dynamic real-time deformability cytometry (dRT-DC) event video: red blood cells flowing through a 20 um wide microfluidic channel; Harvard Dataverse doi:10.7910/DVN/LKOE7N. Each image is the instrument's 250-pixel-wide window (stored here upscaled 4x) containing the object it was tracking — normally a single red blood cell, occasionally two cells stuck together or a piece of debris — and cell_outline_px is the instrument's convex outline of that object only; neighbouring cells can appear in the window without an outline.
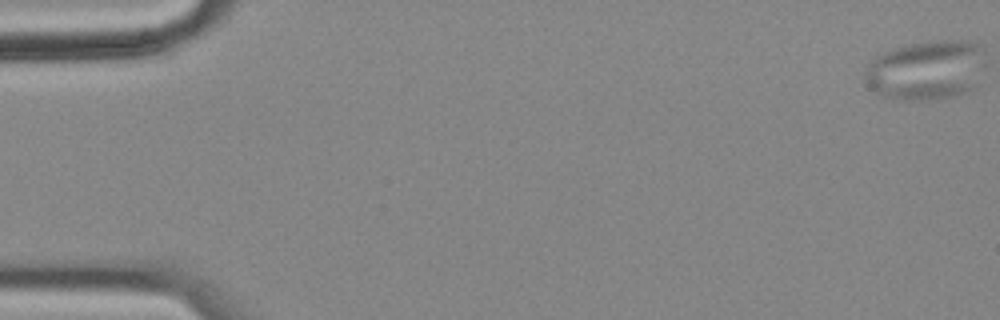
{"species": "common noctule bat (a hibernating species)", "species_latin": "Nyctalus noctula", "temperature_condition": "cold", "stored_images_in_passage": 58, "camera_frame_rate_fps": 3000, "um_per_image_px": 0.085, "animal": {"sex": "female", "body_mass_g": 18.4}, "frame": {"image": 1, "passage_image": 1, "time_ms": 0.0, "image_size_px": [1000, 320], "cell_outline_px": [[976, 48], [968, 88], [960, 92], [948, 96], [904, 100], [884, 96], [876, 92], [868, 84], [864, 76], [868, 68], [880, 56], [888, 52], [912, 44], [928, 40], [968, 40], [976, 44]], "centroid_in_image_um": [78.49, 5.95], "position_along_channel_um": 6.5, "area_um2": 37.69}}
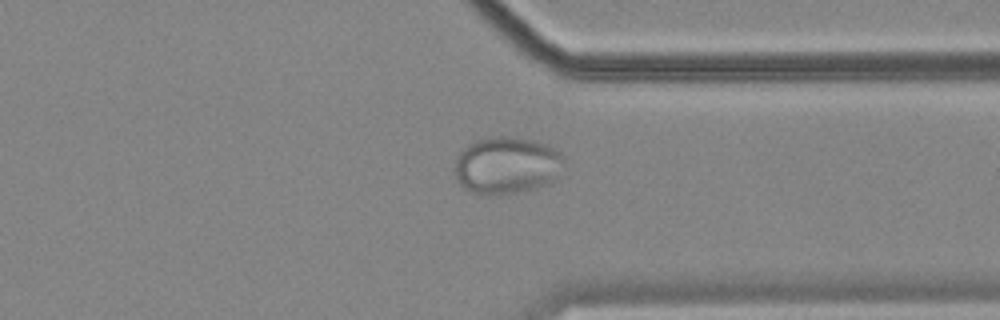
{"frame": {"image": 2, "passage_image": 45, "time_ms": 14.667, "image_size_px": [1000, 320], "cell_outline_px": [[564, 160], [556, 180], [552, 184], [516, 192], [472, 192], [464, 188], [460, 184], [456, 176], [456, 160], [460, 152], [468, 144], [476, 140], [496, 136], [516, 136], [536, 140], [560, 152], [564, 156]], "centroid_in_image_um": [43.12, 14.01], "position_along_channel_um": 368.3, "area_um2": 36.01}}
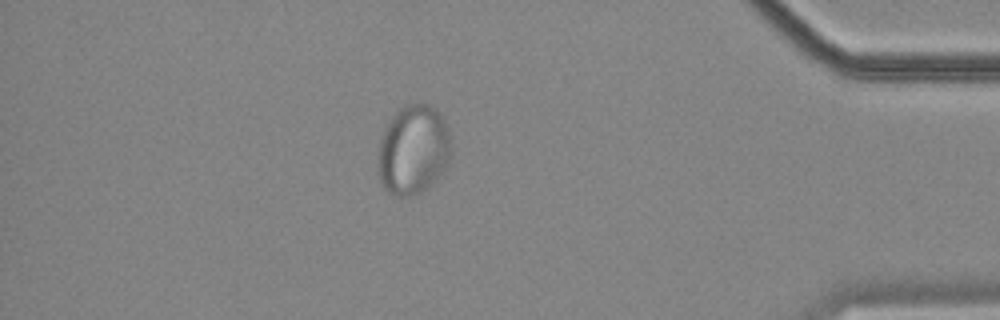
{"frame": {"image": 3, "passage_image": 51, "time_ms": 16.667, "image_size_px": [1000, 320], "cell_outline_px": [[452, 152], [444, 168], [428, 188], [412, 196], [396, 196], [388, 192], [380, 184], [376, 164], [380, 140], [384, 128], [392, 116], [400, 108], [408, 104], [428, 104], [436, 108], [440, 112], [448, 128], [452, 148]], "centroid_in_image_um": [35.1, 12.74], "position_along_channel_um": 400.1, "area_um2": 38.61}}